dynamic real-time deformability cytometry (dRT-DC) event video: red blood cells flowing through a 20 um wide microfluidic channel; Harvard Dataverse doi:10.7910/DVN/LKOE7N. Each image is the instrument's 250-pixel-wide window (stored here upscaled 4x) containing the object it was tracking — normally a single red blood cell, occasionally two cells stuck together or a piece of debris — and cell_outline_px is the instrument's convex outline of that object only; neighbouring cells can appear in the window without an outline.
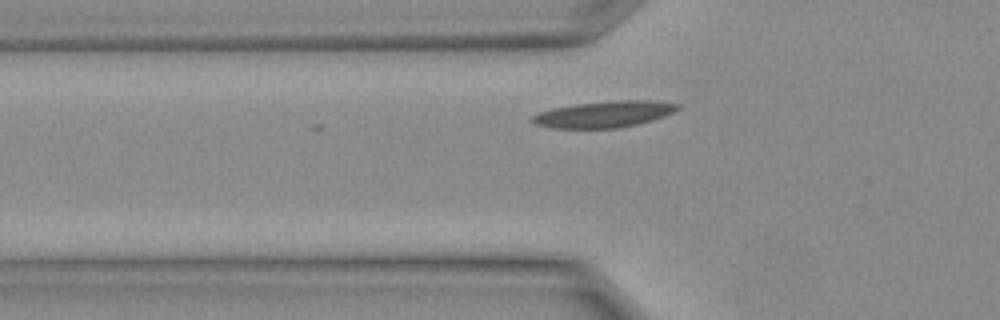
{"species": "Egyptian fruit bat (a non-hibernating species)", "species_latin": "Rousettus aegyptiacus", "temperature_condition": "warm", "stored_images_in_passage": 2, "camera_frame_rate_fps": 3000, "um_per_image_px": 0.085, "animal": {"sex": "female"}, "frame": {"image": 1, "passage_image": 2, "time_ms": 0.333, "image_size_px": [1000, 320], "cell_outline_px": [[680, 108], [664, 116], [652, 120], [636, 124], [616, 128], [552, 128], [536, 124], [532, 120], [532, 116], [536, 112], [552, 108], [572, 104], [612, 100], [648, 100], [680, 104]], "centroid_in_image_um": [51.31, 9.69], "position_along_channel_um": 74.5, "area_um2": 22.37}}